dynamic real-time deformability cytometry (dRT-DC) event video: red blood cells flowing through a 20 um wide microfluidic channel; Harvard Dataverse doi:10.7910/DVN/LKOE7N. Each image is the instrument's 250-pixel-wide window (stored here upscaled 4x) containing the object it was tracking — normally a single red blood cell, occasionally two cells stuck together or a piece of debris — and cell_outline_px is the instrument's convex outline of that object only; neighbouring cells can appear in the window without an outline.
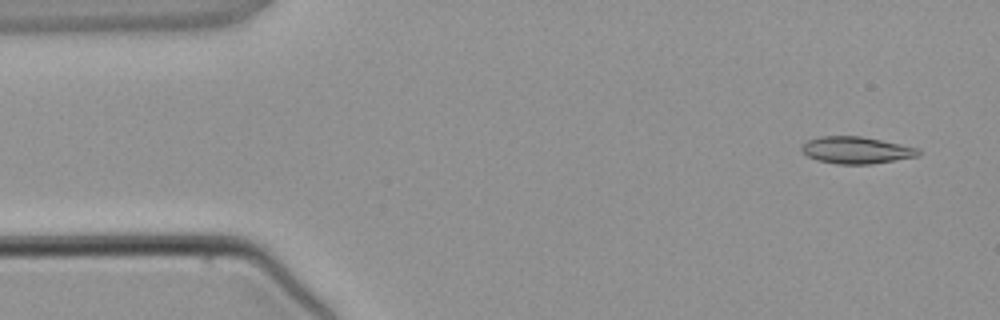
{"species": "common noctule bat (a hibernating species)", "species_latin": "Nyctalus noctula", "temperature_condition": "warm", "stored_images_in_passage": 4, "camera_frame_rate_fps": 3000, "um_per_image_px": 0.085, "animal": {"sex": "male", "body_mass_g": 21.5, "forearm_length_mm": 52.0}, "frame": {"image": 1, "passage_image": 1, "time_ms": 0.0, "image_size_px": [1000, 320], "cell_outline_px": [[920, 156], [872, 164], [836, 164], [816, 160], [808, 156], [800, 148], [808, 140], [820, 136], [860, 136], [920, 148]], "centroid_in_image_um": [72.8, 12.77], "position_along_channel_um": 12.2, "area_um2": 18.32}}
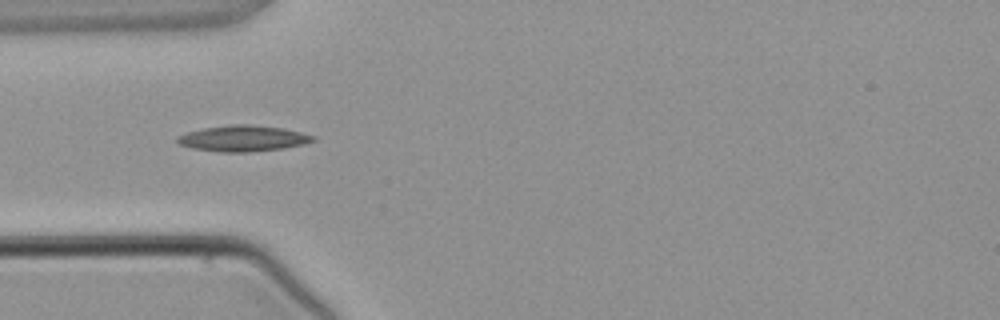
{"frame": {"image": 2, "passage_image": 3, "time_ms": 3.333, "image_size_px": [1000, 320], "cell_outline_px": [[316, 140], [304, 144], [284, 148], [248, 152], [220, 152], [192, 148], [180, 144], [176, 140], [176, 136], [188, 132], [204, 128], [232, 124], [248, 124], [284, 128], [316, 136]], "centroid_in_image_um": [20.68, 11.76], "position_along_channel_um": 64.3, "area_um2": 20.52}}
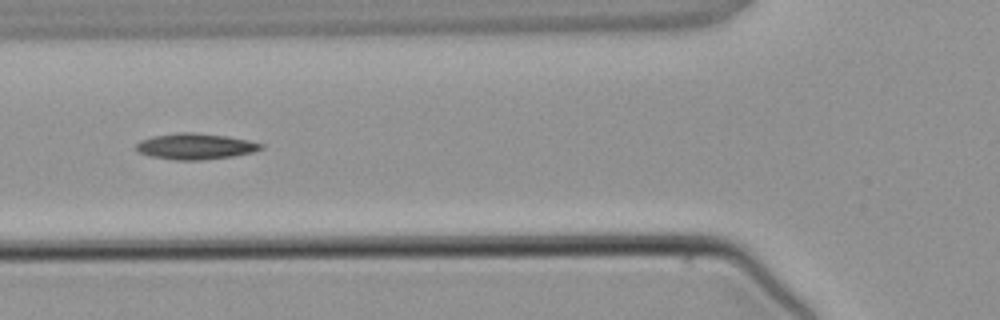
{"frame": {"image": 3, "passage_image": 4, "time_ms": 4.333, "image_size_px": [1000, 320], "cell_outline_px": [[264, 148], [252, 152], [232, 156], [200, 160], [172, 160], [148, 156], [136, 152], [136, 144], [140, 140], [152, 136], [180, 132], [192, 132], [228, 136], [248, 140], [264, 144]], "centroid_in_image_um": [16.56, 12.44], "position_along_channel_um": 109.2, "area_um2": 19.07}}